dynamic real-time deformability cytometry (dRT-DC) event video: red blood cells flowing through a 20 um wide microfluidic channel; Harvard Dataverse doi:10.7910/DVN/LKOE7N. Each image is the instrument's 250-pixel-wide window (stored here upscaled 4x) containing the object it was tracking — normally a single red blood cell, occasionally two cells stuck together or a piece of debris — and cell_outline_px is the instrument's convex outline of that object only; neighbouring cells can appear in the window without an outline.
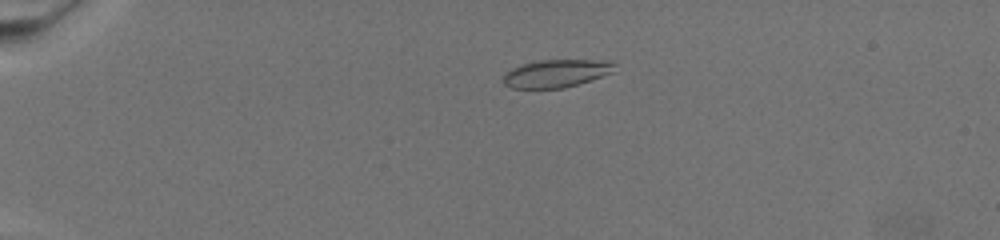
{"species": "common noctule bat (a hibernating species)", "species_latin": "Nyctalus noctula", "temperature_condition": "warm", "stored_images_in_passage": 63, "camera_frame_rate_fps": 3000, "um_per_image_px": 0.085, "animal": {"sex": "female", "body_mass_g": 19.5, "forearm_length_mm": 54.1}, "frame": {"image": 1, "passage_image": 9, "time_ms": 2.667, "image_size_px": [1000, 240], "cell_outline_px": [[616, 72], [564, 88], [512, 88], [504, 84], [504, 72], [512, 68], [524, 64], [540, 60], [616, 60]], "centroid_in_image_um": [47.36, 6.23], "position_along_channel_um": 37.6, "area_um2": 18.21}}
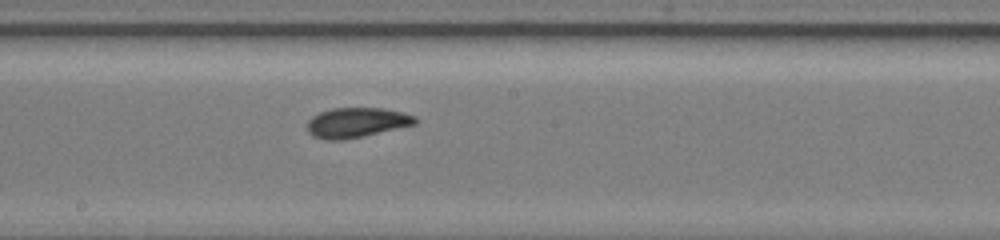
{"frame": {"image": 2, "passage_image": 34, "time_ms": 11.0, "image_size_px": [1000, 240], "cell_outline_px": [[416, 124], [344, 140], [324, 140], [312, 136], [308, 132], [308, 120], [312, 116], [320, 112], [332, 108], [384, 108], [404, 112], [416, 116]], "centroid_in_image_um": [30.29, 10.41], "position_along_channel_um": 217.9, "area_um2": 18.84}}
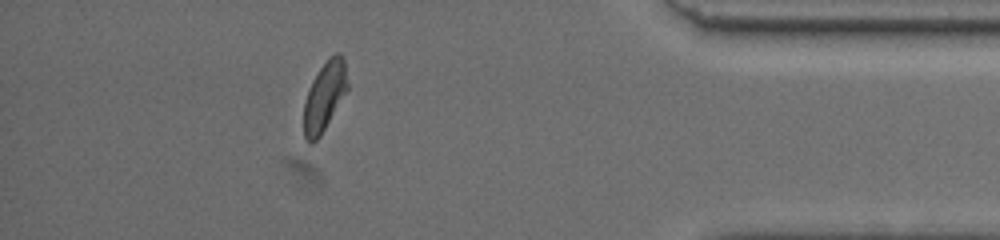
{"frame": {"image": 3, "passage_image": 56, "time_ms": 18.333, "image_size_px": [1000, 240], "cell_outline_px": [[348, 88], [320, 136], [312, 144], [308, 144], [304, 136], [304, 104], [312, 80], [328, 56], [336, 52], [340, 52], [344, 60], [348, 84]], "centroid_in_image_um": [27.58, 8.17], "position_along_channel_um": 407.6, "area_um2": 17.46}}